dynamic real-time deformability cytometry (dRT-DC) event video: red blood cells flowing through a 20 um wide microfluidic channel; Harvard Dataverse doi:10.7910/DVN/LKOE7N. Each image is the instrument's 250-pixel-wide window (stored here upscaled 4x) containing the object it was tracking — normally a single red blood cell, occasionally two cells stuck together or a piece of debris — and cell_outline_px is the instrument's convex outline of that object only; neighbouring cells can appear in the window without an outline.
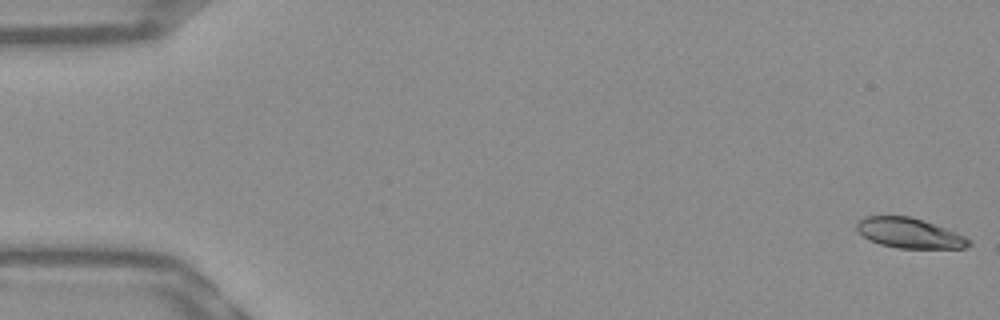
{"species": "Egyptian fruit bat (a non-hibernating species)", "species_latin": "Rousettus aegyptiacus", "temperature_condition": "warm", "stored_images_in_passage": 53, "camera_frame_rate_fps": 3000, "um_per_image_px": 0.085, "frame": {"image": 1, "passage_image": 1, "time_ms": 0.0, "image_size_px": [1000, 320], "cell_outline_px": [[972, 244], [964, 248], [896, 248], [880, 244], [868, 240], [856, 228], [856, 224], [864, 216], [908, 216], [956, 232], [972, 240]], "centroid_in_image_um": [77.29, 19.83], "position_along_channel_um": 7.7, "area_um2": 19.42}}
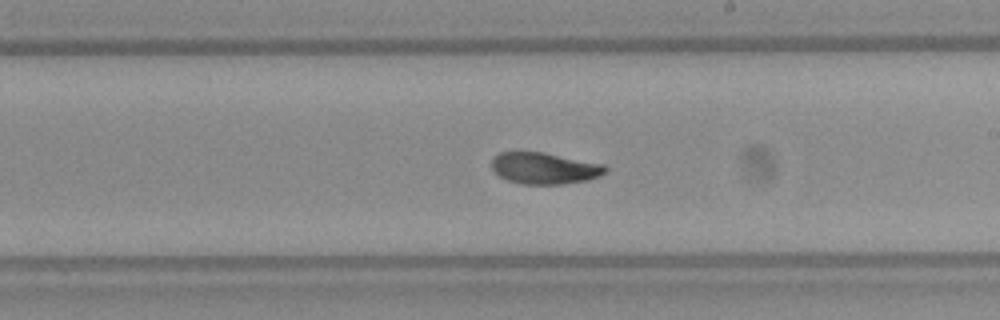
{"frame": {"image": 2, "passage_image": 31, "time_ms": 10.0, "image_size_px": [1000, 320], "cell_outline_px": [[608, 172], [600, 176], [588, 180], [560, 184], [520, 184], [508, 180], [500, 176], [492, 168], [492, 160], [500, 152], [544, 152], [604, 164], [608, 168]], "centroid_in_image_um": [46.33, 14.3], "position_along_channel_um": 242.7, "area_um2": 20.87}}
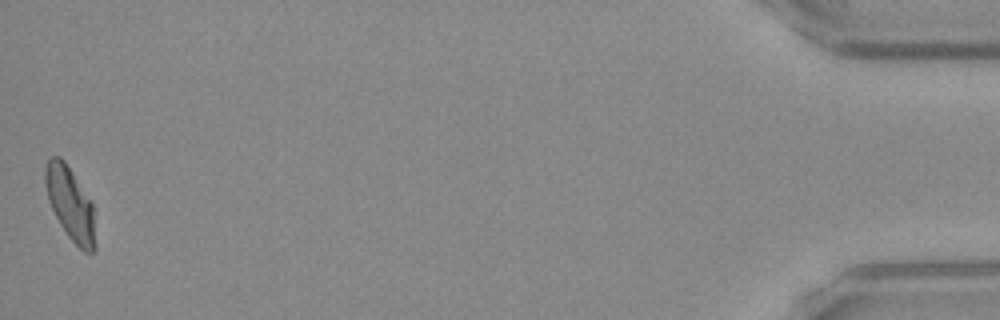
{"frame": {"image": 3, "passage_image": 53, "time_ms": 17.333, "image_size_px": [1000, 320], "cell_outline_px": [[96, 248], [92, 252], [84, 252], [68, 236], [60, 224], [48, 200], [44, 180], [44, 168], [48, 160], [52, 156], [60, 156], [64, 160], [72, 172], [92, 204], [96, 244]], "centroid_in_image_um": [5.96, 17.31], "position_along_channel_um": 429.2, "area_um2": 21.04}, "authors_computed_cell_mechanics": {"area_um2": 21.0392, "velocity_mm_per_s": 3.8294, "shape_relaxation_time_tau1_ms": 5.5965, "shape_relaxation_time_tau2_ms": 2.3054, "deformation_change_tau1": 0.2067, "deformation_change_tau2": 0.074}}